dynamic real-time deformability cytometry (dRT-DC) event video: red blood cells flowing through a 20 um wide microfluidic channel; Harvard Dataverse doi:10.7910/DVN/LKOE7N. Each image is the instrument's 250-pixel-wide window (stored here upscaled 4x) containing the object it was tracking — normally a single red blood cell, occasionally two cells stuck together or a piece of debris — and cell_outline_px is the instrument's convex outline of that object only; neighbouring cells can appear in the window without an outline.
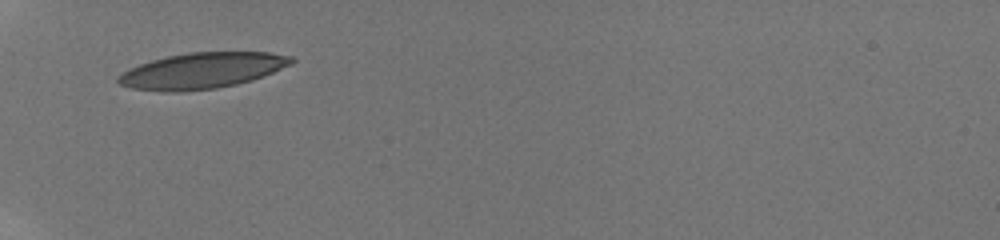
{"species": "human", "species_latin": "Homo sapiens", "temperature_condition": "room temperature", "stored_images_in_passage": 31, "camera_frame_rate_fps": 3000, "um_per_image_px": 0.085, "donor": {"sex": "male"}, "frame": {"image": 1, "passage_image": 1, "time_ms": 0.0, "image_size_px": [1000, 240], "cell_outline_px": [[296, 60], [292, 64], [264, 76], [252, 80], [236, 84], [216, 88], [180, 92], [168, 92], [132, 88], [120, 84], [116, 80], [116, 76], [128, 68], [152, 60], [168, 56], [188, 52], [268, 52], [292, 56]], "centroid_in_image_um": [17.18, 6.0], "position_along_channel_um": 67.8, "area_um2": 36.3}}
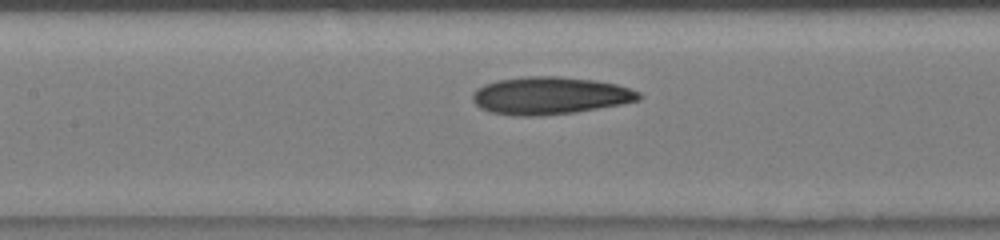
{"frame": {"image": 2, "passage_image": 9, "time_ms": 2.667, "image_size_px": [1000, 240], "cell_outline_px": [[640, 100], [624, 104], [576, 112], [540, 116], [512, 116], [492, 112], [480, 108], [472, 100], [472, 92], [476, 88], [484, 84], [500, 80], [528, 76], [560, 76], [596, 80], [616, 84], [640, 92]], "centroid_in_image_um": [46.74, 8.13], "position_along_channel_um": 160.7, "area_um2": 36.59}}
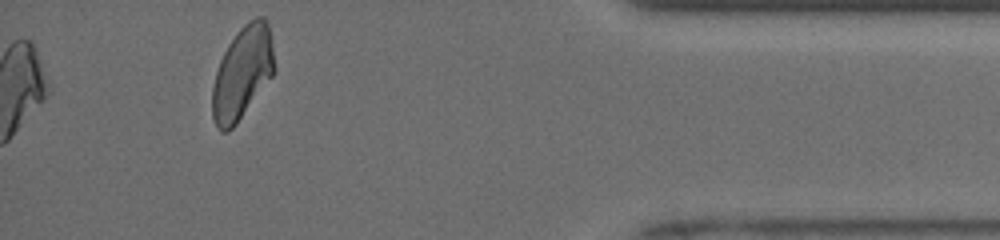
{"frame": {"image": 3, "passage_image": 31, "time_ms": 10.0, "image_size_px": [1000, 240], "cell_outline_px": [[276, 68], [272, 76], [236, 124], [228, 132], [220, 132], [216, 128], [212, 116], [212, 88], [216, 72], [220, 60], [228, 44], [236, 32], [248, 20], [256, 16], [264, 16], [268, 24], [272, 44]], "centroid_in_image_um": [20.59, 6.19], "position_along_channel_um": 414.6, "area_um2": 33.58}, "authors_computed_cell_mechanics": {"area_um2": 35.3158, "velocity_mm_per_s": 3.929, "shape_relaxation_time_tau1_ms": 7.0626, "shape_relaxation_time_tau2_ms": 3.8478, "deformation_change_tau1": 0.1776, "deformation_change_tau2": 0.1099}}